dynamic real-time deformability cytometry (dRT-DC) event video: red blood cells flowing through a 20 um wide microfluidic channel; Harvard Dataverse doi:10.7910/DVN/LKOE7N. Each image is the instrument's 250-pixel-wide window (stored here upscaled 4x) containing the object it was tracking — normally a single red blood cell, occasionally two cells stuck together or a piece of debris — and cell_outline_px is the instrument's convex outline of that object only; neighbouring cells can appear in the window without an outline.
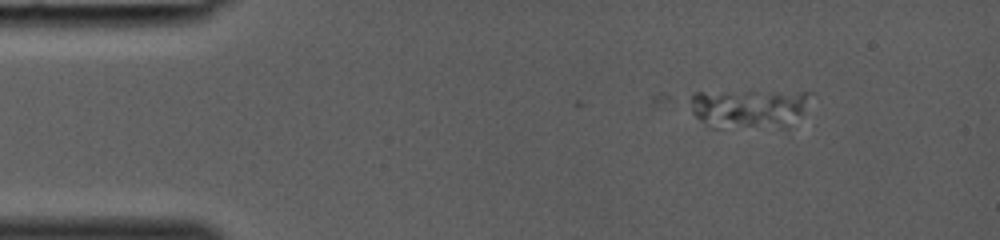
{"species": "common noctule bat (a hibernating species)", "species_latin": "Nyctalus noctula", "temperature_condition": "room temperature", "stored_images_in_passage": 7, "camera_frame_rate_fps": 3000, "um_per_image_px": 0.085, "animal": {"sex": "female", "body_mass_g": 19.0, "forearm_length_mm": 53.3}, "frame": {"image": 1, "passage_image": 1, "time_ms": 0.0, "image_size_px": [1000, 240], "cell_outline_px": [[816, 92], [788, 132], [708, 128], [692, 112], [692, 96], [696, 92]], "centroid_in_image_um": [63.77, 9.33], "position_along_channel_um": 21.2, "area_um2": 29.19}}